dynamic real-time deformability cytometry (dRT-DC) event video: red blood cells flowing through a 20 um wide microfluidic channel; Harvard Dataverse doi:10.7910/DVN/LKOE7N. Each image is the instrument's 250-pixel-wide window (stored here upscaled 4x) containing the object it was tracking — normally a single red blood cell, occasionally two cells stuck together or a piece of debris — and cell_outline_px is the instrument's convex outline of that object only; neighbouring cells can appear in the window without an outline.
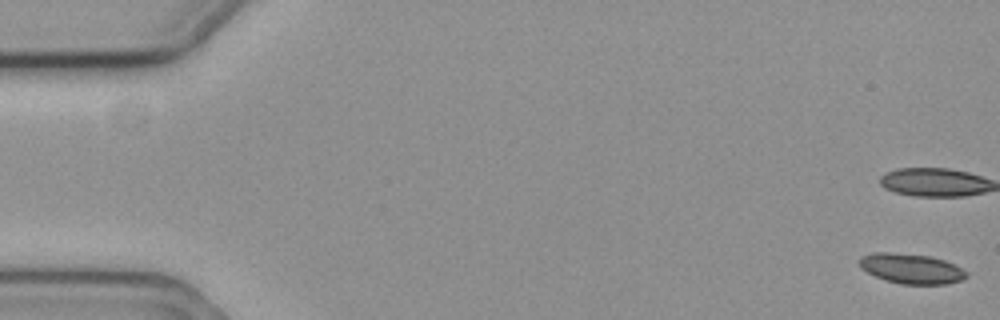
{"species": "common noctule bat (a hibernating species)", "species_latin": "Nyctalus noctula", "temperature_condition": "cold", "stored_images_in_passage": 17, "camera_frame_rate_fps": 3000, "um_per_image_px": 0.085, "animal": {"sex": "female", "body_mass_g": 19.3, "forearm_length_mm": 54.1}, "frame": {"image": 1, "passage_image": 1, "time_ms": 0.0, "image_size_px": [1000, 320], "cell_outline_px": [[968, 276], [960, 280], [944, 284], [900, 284], [884, 280], [860, 268], [856, 260], [860, 256], [872, 252], [888, 252], [932, 256], [944, 260], [968, 272]], "centroid_in_image_um": [77.39, 22.82], "position_along_channel_um": 7.6, "area_um2": 18.84}}